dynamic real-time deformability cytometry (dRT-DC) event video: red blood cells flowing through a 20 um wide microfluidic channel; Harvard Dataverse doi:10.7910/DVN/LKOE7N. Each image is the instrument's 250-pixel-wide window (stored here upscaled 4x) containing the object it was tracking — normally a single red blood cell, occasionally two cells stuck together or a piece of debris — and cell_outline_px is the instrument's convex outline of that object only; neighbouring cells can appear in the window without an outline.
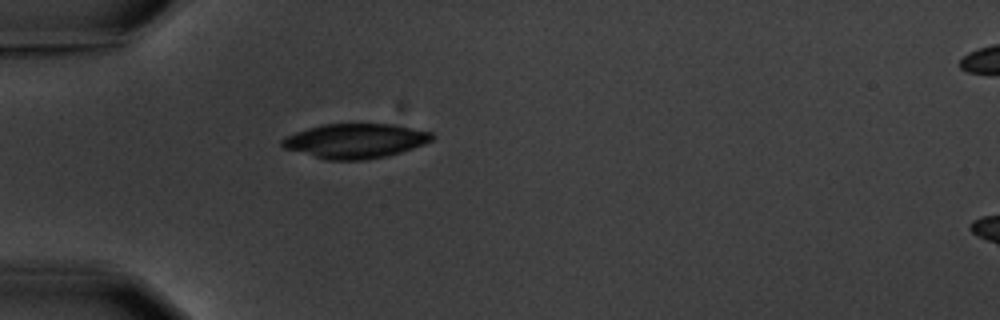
{"species": "common noctule bat (a hibernating species)", "species_latin": "Nyctalus noctula", "temperature_condition": "warm", "stored_images_in_passage": 1, "camera_frame_rate_fps": 3000, "um_per_image_px": 0.085, "animal": {"sex": "male", "body_mass_g": 20.1, "forearm_length_mm": 53.5}, "frame": {"image": 1, "passage_image": 1, "time_ms": 0.0, "image_size_px": [1000, 320], "cell_outline_px": [[436, 136], [432, 140], [424, 144], [388, 156], [364, 160], [324, 160], [284, 148], [280, 144], [280, 140], [284, 136], [308, 128], [324, 124], [392, 124], [432, 132]], "centroid_in_image_um": [30.18, 11.98], "position_along_channel_um": 54.8, "area_um2": 30.35}}